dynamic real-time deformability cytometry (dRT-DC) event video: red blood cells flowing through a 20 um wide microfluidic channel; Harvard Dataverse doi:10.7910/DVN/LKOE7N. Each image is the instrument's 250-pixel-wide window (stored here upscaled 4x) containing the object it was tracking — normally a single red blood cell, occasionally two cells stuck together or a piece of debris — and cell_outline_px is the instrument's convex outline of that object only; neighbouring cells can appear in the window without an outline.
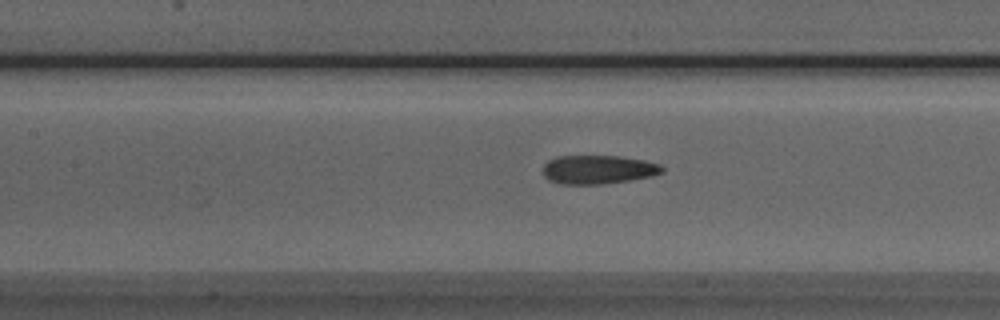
{"species": "Egyptian fruit bat (a non-hibernating species)", "species_latin": "Rousettus aegyptiacus", "temperature_condition": "room temperature", "stored_images_in_passage": 46, "camera_frame_rate_fps": 3000, "um_per_image_px": 0.085, "animal": {"sex": "male"}, "frame": {"image": 1, "passage_image": 22, "time_ms": 7.0, "image_size_px": [1000, 320], "cell_outline_px": [[664, 172], [652, 176], [628, 180], [600, 184], [560, 184], [548, 180], [544, 176], [544, 164], [548, 160], [556, 156], [620, 156], [644, 160], [660, 164], [664, 168]], "centroid_in_image_um": [50.84, 14.41], "position_along_channel_um": 156.6, "area_um2": 20.0}}
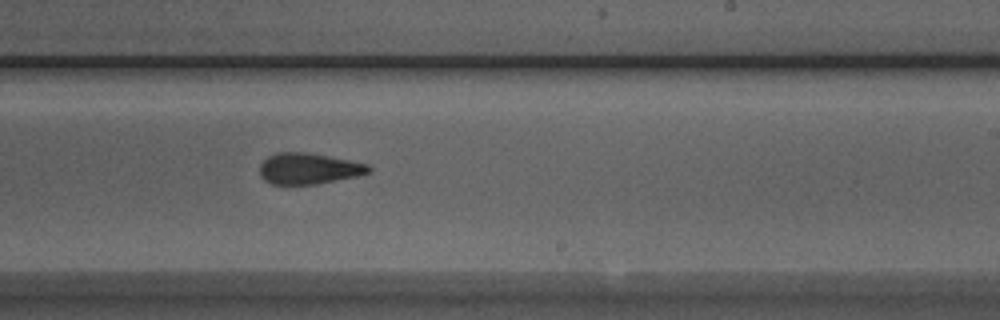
{"frame": {"image": 2, "passage_image": 30, "time_ms": 9.667, "image_size_px": [1000, 320], "cell_outline_px": [[372, 168], [368, 172], [356, 176], [316, 184], [272, 184], [264, 180], [260, 176], [260, 164], [268, 156], [276, 152], [308, 152], [368, 164]], "centroid_in_image_um": [26.19, 14.32], "position_along_channel_um": 262.8, "area_um2": 19.59}}
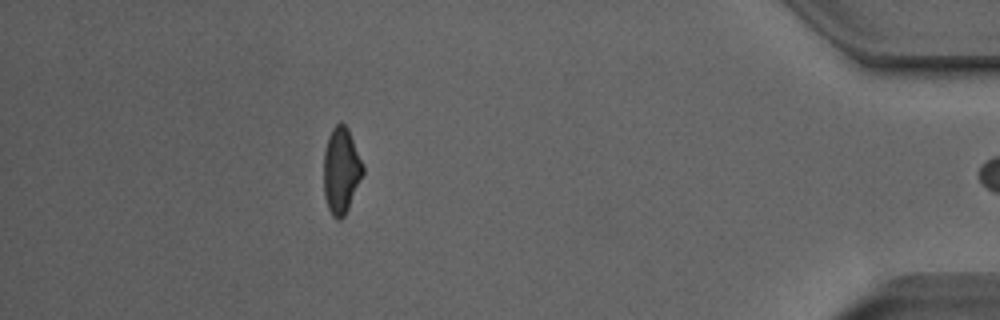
{"frame": {"image": 3, "passage_image": 45, "time_ms": 14.667, "image_size_px": [1000, 320], "cell_outline_px": [[364, 172], [348, 208], [344, 216], [340, 220], [336, 220], [332, 216], [328, 208], [324, 196], [324, 152], [328, 136], [332, 128], [340, 120], [348, 128], [364, 168]], "centroid_in_image_um": [28.98, 14.49], "position_along_channel_um": 406.2, "area_um2": 19.59}, "authors_computed_cell_mechanics": {"area_um2": 20.5479, "velocity_mm_per_s": 3.9988, "shape_relaxation_time_tau1_ms": null, "shape_relaxation_time_tau2_ms": 2.3174, "deformation_change_tau1": null, "deformation_change_tau2": 0.1054}}